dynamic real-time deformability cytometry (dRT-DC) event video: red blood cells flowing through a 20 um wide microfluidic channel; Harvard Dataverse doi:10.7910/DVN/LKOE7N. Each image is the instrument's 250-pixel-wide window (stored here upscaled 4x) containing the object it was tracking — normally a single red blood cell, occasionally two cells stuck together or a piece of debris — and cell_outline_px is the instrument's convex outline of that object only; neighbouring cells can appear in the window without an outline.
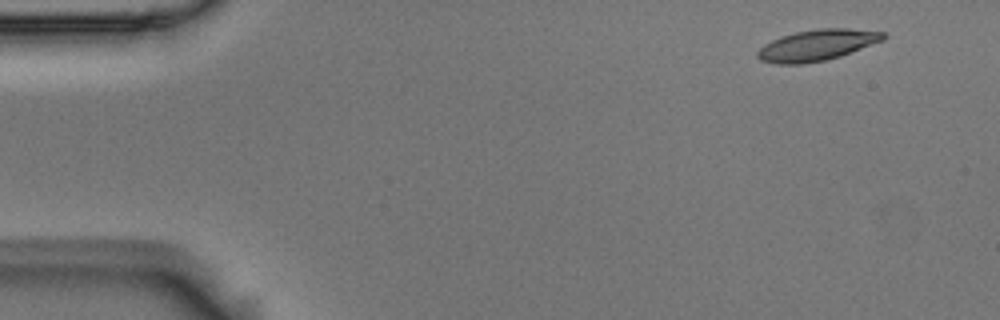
{"species": "Egyptian fruit bat (a non-hibernating species)", "species_latin": "Rousettus aegyptiacus", "temperature_condition": "room temperature", "stored_images_in_passage": 5, "camera_frame_rate_fps": 3000, "um_per_image_px": 0.085, "animal": {"sex": "male"}, "frame": {"image": 1, "passage_image": 2, "time_ms": 0.333, "image_size_px": [1000, 320], "cell_outline_px": [[888, 36], [884, 40], [840, 56], [824, 60], [804, 64], [776, 64], [760, 60], [756, 56], [756, 52], [764, 44], [780, 36], [796, 32], [820, 28], [848, 28], [884, 32]], "centroid_in_image_um": [69.44, 3.84], "position_along_channel_um": 15.6, "area_um2": 22.83}}
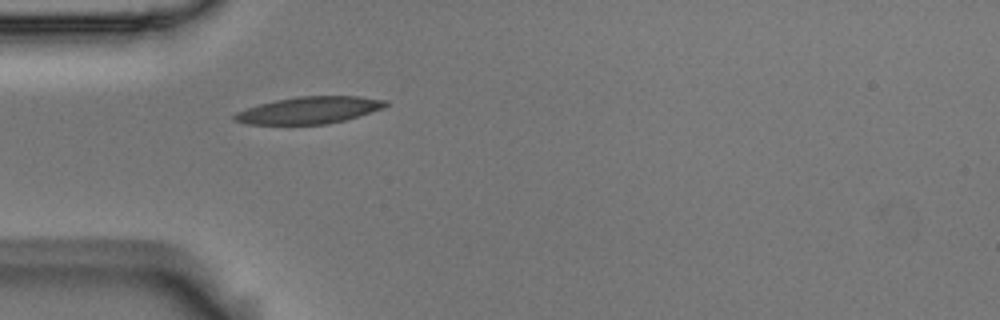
{"frame": {"image": 2, "passage_image": 5, "time_ms": 1.333, "image_size_px": [1000, 320], "cell_outline_px": [[388, 104], [384, 108], [344, 120], [328, 124], [248, 124], [232, 120], [232, 116], [236, 112], [260, 104], [276, 100], [296, 96], [360, 96], [388, 100]], "centroid_in_image_um": [26.29, 9.36], "position_along_channel_um": 58.7, "area_um2": 23.7}}